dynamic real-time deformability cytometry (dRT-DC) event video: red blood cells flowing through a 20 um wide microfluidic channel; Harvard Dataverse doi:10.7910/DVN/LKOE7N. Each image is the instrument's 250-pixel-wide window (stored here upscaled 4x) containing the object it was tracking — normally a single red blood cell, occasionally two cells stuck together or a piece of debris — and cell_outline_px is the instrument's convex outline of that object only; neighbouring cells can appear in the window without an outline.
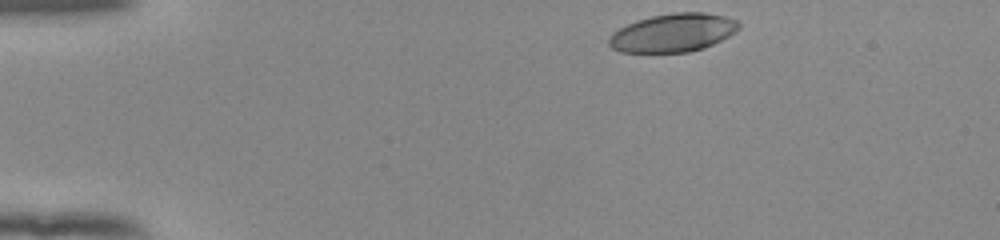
{"species": "human", "species_latin": "Homo sapiens", "temperature_condition": "room temperature", "stored_images_in_passage": 45, "camera_frame_rate_fps": 3000, "um_per_image_px": 0.085, "donor": {"sex": "female"}, "frame": {"image": 1, "passage_image": 1, "time_ms": 0.0, "image_size_px": [1000, 240], "cell_outline_px": [[740, 28], [728, 36], [704, 48], [688, 52], [620, 52], [612, 48], [608, 44], [608, 36], [612, 32], [636, 20], [652, 16], [676, 12], [704, 12], [724, 16], [736, 20], [740, 24]], "centroid_in_image_um": [57.18, 2.78], "position_along_channel_um": 27.8, "area_um2": 28.96}}
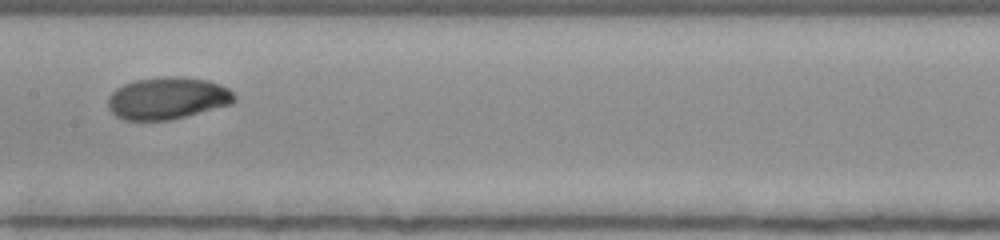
{"frame": {"image": 2, "passage_image": 20, "time_ms": 6.333, "image_size_px": [1000, 240], "cell_outline_px": [[236, 100], [232, 104], [168, 120], [124, 120], [116, 116], [108, 108], [108, 96], [116, 88], [124, 84], [136, 80], [164, 76], [176, 76], [208, 80], [220, 84], [228, 88], [236, 96]], "centroid_in_image_um": [14.23, 8.34], "position_along_channel_um": 193.2, "area_um2": 30.98}}
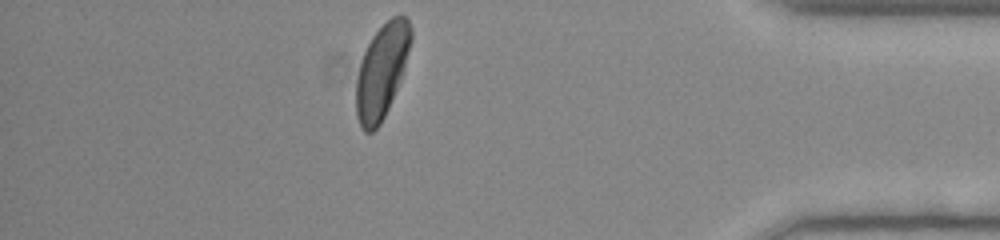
{"frame": {"image": 3, "passage_image": 39, "time_ms": 12.667, "image_size_px": [1000, 240], "cell_outline_px": [[412, 40], [404, 68], [400, 80], [388, 108], [380, 124], [372, 132], [364, 132], [356, 116], [356, 80], [360, 64], [364, 52], [372, 36], [392, 16], [404, 16], [408, 20], [412, 28]], "centroid_in_image_um": [32.45, 6.04], "position_along_channel_um": 402.8, "area_um2": 29.65}, "authors_computed_cell_mechanics": {"area_um2": 30.4028, "velocity_mm_per_s": 3.8608, "shape_relaxation_time_tau1_ms": 3.0511, "shape_relaxation_time_tau2_ms": null, "deformation_change_tau1": 0.1429, "deformation_change_tau2": null}}